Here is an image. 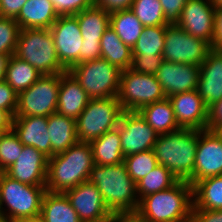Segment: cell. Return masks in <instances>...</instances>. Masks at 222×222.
I'll use <instances>...</instances> for the list:
<instances>
[{
    "instance_id": "30bf717a",
    "label": "cell",
    "mask_w": 222,
    "mask_h": 222,
    "mask_svg": "<svg viewBox=\"0 0 222 222\" xmlns=\"http://www.w3.org/2000/svg\"><path fill=\"white\" fill-rule=\"evenodd\" d=\"M60 74L42 75L26 90L18 93L14 117L42 116L56 113Z\"/></svg>"
},
{
    "instance_id": "5b68a950",
    "label": "cell",
    "mask_w": 222,
    "mask_h": 222,
    "mask_svg": "<svg viewBox=\"0 0 222 222\" xmlns=\"http://www.w3.org/2000/svg\"><path fill=\"white\" fill-rule=\"evenodd\" d=\"M46 191V186L22 183L0 172V213L3 222L39 217Z\"/></svg>"
},
{
    "instance_id": "836d02e7",
    "label": "cell",
    "mask_w": 222,
    "mask_h": 222,
    "mask_svg": "<svg viewBox=\"0 0 222 222\" xmlns=\"http://www.w3.org/2000/svg\"><path fill=\"white\" fill-rule=\"evenodd\" d=\"M179 180L163 165L158 164L136 183L139 200L150 194L167 190Z\"/></svg>"
},
{
    "instance_id": "4dcf8cb0",
    "label": "cell",
    "mask_w": 222,
    "mask_h": 222,
    "mask_svg": "<svg viewBox=\"0 0 222 222\" xmlns=\"http://www.w3.org/2000/svg\"><path fill=\"white\" fill-rule=\"evenodd\" d=\"M110 27L131 49L144 30V26L130 8L111 12Z\"/></svg>"
},
{
    "instance_id": "db71d44e",
    "label": "cell",
    "mask_w": 222,
    "mask_h": 222,
    "mask_svg": "<svg viewBox=\"0 0 222 222\" xmlns=\"http://www.w3.org/2000/svg\"><path fill=\"white\" fill-rule=\"evenodd\" d=\"M215 7H222V0H210Z\"/></svg>"
},
{
    "instance_id": "2e32d148",
    "label": "cell",
    "mask_w": 222,
    "mask_h": 222,
    "mask_svg": "<svg viewBox=\"0 0 222 222\" xmlns=\"http://www.w3.org/2000/svg\"><path fill=\"white\" fill-rule=\"evenodd\" d=\"M48 157L32 146H23L20 156L4 173L33 186H46Z\"/></svg>"
},
{
    "instance_id": "9f6ffc18",
    "label": "cell",
    "mask_w": 222,
    "mask_h": 222,
    "mask_svg": "<svg viewBox=\"0 0 222 222\" xmlns=\"http://www.w3.org/2000/svg\"><path fill=\"white\" fill-rule=\"evenodd\" d=\"M5 133H6V131L4 129H0V141Z\"/></svg>"
},
{
    "instance_id": "5bb4252c",
    "label": "cell",
    "mask_w": 222,
    "mask_h": 222,
    "mask_svg": "<svg viewBox=\"0 0 222 222\" xmlns=\"http://www.w3.org/2000/svg\"><path fill=\"white\" fill-rule=\"evenodd\" d=\"M60 63L69 70L79 64L83 38L79 23L74 15L59 16L50 27Z\"/></svg>"
},
{
    "instance_id": "b9f144b4",
    "label": "cell",
    "mask_w": 222,
    "mask_h": 222,
    "mask_svg": "<svg viewBox=\"0 0 222 222\" xmlns=\"http://www.w3.org/2000/svg\"><path fill=\"white\" fill-rule=\"evenodd\" d=\"M162 5L165 19L169 24H176L187 0H159Z\"/></svg>"
},
{
    "instance_id": "7a4b0ae2",
    "label": "cell",
    "mask_w": 222,
    "mask_h": 222,
    "mask_svg": "<svg viewBox=\"0 0 222 222\" xmlns=\"http://www.w3.org/2000/svg\"><path fill=\"white\" fill-rule=\"evenodd\" d=\"M94 165L91 144L78 142L64 152L48 158L46 190L64 193L88 181Z\"/></svg>"
},
{
    "instance_id": "60d3db41",
    "label": "cell",
    "mask_w": 222,
    "mask_h": 222,
    "mask_svg": "<svg viewBox=\"0 0 222 222\" xmlns=\"http://www.w3.org/2000/svg\"><path fill=\"white\" fill-rule=\"evenodd\" d=\"M18 94L4 80L0 82V109L8 110L13 116L17 109Z\"/></svg>"
},
{
    "instance_id": "d6a6232c",
    "label": "cell",
    "mask_w": 222,
    "mask_h": 222,
    "mask_svg": "<svg viewBox=\"0 0 222 222\" xmlns=\"http://www.w3.org/2000/svg\"><path fill=\"white\" fill-rule=\"evenodd\" d=\"M166 26L144 27L132 48V57L162 55Z\"/></svg>"
},
{
    "instance_id": "d590c367",
    "label": "cell",
    "mask_w": 222,
    "mask_h": 222,
    "mask_svg": "<svg viewBox=\"0 0 222 222\" xmlns=\"http://www.w3.org/2000/svg\"><path fill=\"white\" fill-rule=\"evenodd\" d=\"M124 163L129 176L135 183L144 178L158 165L153 149L124 157Z\"/></svg>"
},
{
    "instance_id": "8fae6325",
    "label": "cell",
    "mask_w": 222,
    "mask_h": 222,
    "mask_svg": "<svg viewBox=\"0 0 222 222\" xmlns=\"http://www.w3.org/2000/svg\"><path fill=\"white\" fill-rule=\"evenodd\" d=\"M210 50L208 42L188 34L177 24L166 25L163 60L200 66Z\"/></svg>"
},
{
    "instance_id": "7dc6e473",
    "label": "cell",
    "mask_w": 222,
    "mask_h": 222,
    "mask_svg": "<svg viewBox=\"0 0 222 222\" xmlns=\"http://www.w3.org/2000/svg\"><path fill=\"white\" fill-rule=\"evenodd\" d=\"M27 0H0V17L15 19Z\"/></svg>"
},
{
    "instance_id": "cb8c5ba5",
    "label": "cell",
    "mask_w": 222,
    "mask_h": 222,
    "mask_svg": "<svg viewBox=\"0 0 222 222\" xmlns=\"http://www.w3.org/2000/svg\"><path fill=\"white\" fill-rule=\"evenodd\" d=\"M47 130L51 141V157L64 152L79 142L76 120L53 113L48 116Z\"/></svg>"
},
{
    "instance_id": "c3c4849f",
    "label": "cell",
    "mask_w": 222,
    "mask_h": 222,
    "mask_svg": "<svg viewBox=\"0 0 222 222\" xmlns=\"http://www.w3.org/2000/svg\"><path fill=\"white\" fill-rule=\"evenodd\" d=\"M134 0H94V5L104 8L109 13L128 9Z\"/></svg>"
},
{
    "instance_id": "d4e9b609",
    "label": "cell",
    "mask_w": 222,
    "mask_h": 222,
    "mask_svg": "<svg viewBox=\"0 0 222 222\" xmlns=\"http://www.w3.org/2000/svg\"><path fill=\"white\" fill-rule=\"evenodd\" d=\"M43 222H79L77 212L62 192L46 191L39 216Z\"/></svg>"
},
{
    "instance_id": "680465c9",
    "label": "cell",
    "mask_w": 222,
    "mask_h": 222,
    "mask_svg": "<svg viewBox=\"0 0 222 222\" xmlns=\"http://www.w3.org/2000/svg\"><path fill=\"white\" fill-rule=\"evenodd\" d=\"M0 222H3V220H2V216H1V213H0Z\"/></svg>"
},
{
    "instance_id": "f1b7e54d",
    "label": "cell",
    "mask_w": 222,
    "mask_h": 222,
    "mask_svg": "<svg viewBox=\"0 0 222 222\" xmlns=\"http://www.w3.org/2000/svg\"><path fill=\"white\" fill-rule=\"evenodd\" d=\"M74 16L78 20L83 41H100L110 26V13L95 5Z\"/></svg>"
},
{
    "instance_id": "7c38bea8",
    "label": "cell",
    "mask_w": 222,
    "mask_h": 222,
    "mask_svg": "<svg viewBox=\"0 0 222 222\" xmlns=\"http://www.w3.org/2000/svg\"><path fill=\"white\" fill-rule=\"evenodd\" d=\"M117 129L124 157L152 150L159 136L138 111H123Z\"/></svg>"
},
{
    "instance_id": "7402d4cb",
    "label": "cell",
    "mask_w": 222,
    "mask_h": 222,
    "mask_svg": "<svg viewBox=\"0 0 222 222\" xmlns=\"http://www.w3.org/2000/svg\"><path fill=\"white\" fill-rule=\"evenodd\" d=\"M89 100L86 91L69 71L60 73L56 113L76 120Z\"/></svg>"
},
{
    "instance_id": "816d5d0a",
    "label": "cell",
    "mask_w": 222,
    "mask_h": 222,
    "mask_svg": "<svg viewBox=\"0 0 222 222\" xmlns=\"http://www.w3.org/2000/svg\"><path fill=\"white\" fill-rule=\"evenodd\" d=\"M12 55L0 53V82L4 81L8 62Z\"/></svg>"
},
{
    "instance_id": "f6af8a7d",
    "label": "cell",
    "mask_w": 222,
    "mask_h": 222,
    "mask_svg": "<svg viewBox=\"0 0 222 222\" xmlns=\"http://www.w3.org/2000/svg\"><path fill=\"white\" fill-rule=\"evenodd\" d=\"M190 222H222V209L207 210L192 208Z\"/></svg>"
},
{
    "instance_id": "e575fe53",
    "label": "cell",
    "mask_w": 222,
    "mask_h": 222,
    "mask_svg": "<svg viewBox=\"0 0 222 222\" xmlns=\"http://www.w3.org/2000/svg\"><path fill=\"white\" fill-rule=\"evenodd\" d=\"M130 9L144 27L166 26L163 8L159 0H134Z\"/></svg>"
},
{
    "instance_id": "9a60e30c",
    "label": "cell",
    "mask_w": 222,
    "mask_h": 222,
    "mask_svg": "<svg viewBox=\"0 0 222 222\" xmlns=\"http://www.w3.org/2000/svg\"><path fill=\"white\" fill-rule=\"evenodd\" d=\"M215 6L210 0H187L176 23L188 34L203 39L211 46Z\"/></svg>"
},
{
    "instance_id": "f35d334b",
    "label": "cell",
    "mask_w": 222,
    "mask_h": 222,
    "mask_svg": "<svg viewBox=\"0 0 222 222\" xmlns=\"http://www.w3.org/2000/svg\"><path fill=\"white\" fill-rule=\"evenodd\" d=\"M59 16L76 15L94 6V0H51Z\"/></svg>"
},
{
    "instance_id": "484cf974",
    "label": "cell",
    "mask_w": 222,
    "mask_h": 222,
    "mask_svg": "<svg viewBox=\"0 0 222 222\" xmlns=\"http://www.w3.org/2000/svg\"><path fill=\"white\" fill-rule=\"evenodd\" d=\"M138 112L158 135L180 128L175 119L172 104L167 97L143 106Z\"/></svg>"
},
{
    "instance_id": "e0dca14e",
    "label": "cell",
    "mask_w": 222,
    "mask_h": 222,
    "mask_svg": "<svg viewBox=\"0 0 222 222\" xmlns=\"http://www.w3.org/2000/svg\"><path fill=\"white\" fill-rule=\"evenodd\" d=\"M199 73L200 66L163 60L155 76L168 98L178 93L196 90Z\"/></svg>"
},
{
    "instance_id": "44dd1931",
    "label": "cell",
    "mask_w": 222,
    "mask_h": 222,
    "mask_svg": "<svg viewBox=\"0 0 222 222\" xmlns=\"http://www.w3.org/2000/svg\"><path fill=\"white\" fill-rule=\"evenodd\" d=\"M47 125L48 117H14L12 129L24 146H32L50 158L51 141Z\"/></svg>"
},
{
    "instance_id": "4316f807",
    "label": "cell",
    "mask_w": 222,
    "mask_h": 222,
    "mask_svg": "<svg viewBox=\"0 0 222 222\" xmlns=\"http://www.w3.org/2000/svg\"><path fill=\"white\" fill-rule=\"evenodd\" d=\"M95 165H116L124 162L119 130L112 129L90 142Z\"/></svg>"
},
{
    "instance_id": "3957f363",
    "label": "cell",
    "mask_w": 222,
    "mask_h": 222,
    "mask_svg": "<svg viewBox=\"0 0 222 222\" xmlns=\"http://www.w3.org/2000/svg\"><path fill=\"white\" fill-rule=\"evenodd\" d=\"M193 186L178 181L171 188L142 197L136 213L144 222H190Z\"/></svg>"
},
{
    "instance_id": "ab89813d",
    "label": "cell",
    "mask_w": 222,
    "mask_h": 222,
    "mask_svg": "<svg viewBox=\"0 0 222 222\" xmlns=\"http://www.w3.org/2000/svg\"><path fill=\"white\" fill-rule=\"evenodd\" d=\"M162 61V55L132 57L130 69L138 73L156 75Z\"/></svg>"
},
{
    "instance_id": "681fc988",
    "label": "cell",
    "mask_w": 222,
    "mask_h": 222,
    "mask_svg": "<svg viewBox=\"0 0 222 222\" xmlns=\"http://www.w3.org/2000/svg\"><path fill=\"white\" fill-rule=\"evenodd\" d=\"M107 222H144L136 212L112 213Z\"/></svg>"
},
{
    "instance_id": "ba28073f",
    "label": "cell",
    "mask_w": 222,
    "mask_h": 222,
    "mask_svg": "<svg viewBox=\"0 0 222 222\" xmlns=\"http://www.w3.org/2000/svg\"><path fill=\"white\" fill-rule=\"evenodd\" d=\"M90 99L117 97L121 72L103 58L73 65L68 70Z\"/></svg>"
},
{
    "instance_id": "1f68e13d",
    "label": "cell",
    "mask_w": 222,
    "mask_h": 222,
    "mask_svg": "<svg viewBox=\"0 0 222 222\" xmlns=\"http://www.w3.org/2000/svg\"><path fill=\"white\" fill-rule=\"evenodd\" d=\"M41 76L28 62L13 54L8 62L4 80L18 94L29 88Z\"/></svg>"
},
{
    "instance_id": "ffe728a7",
    "label": "cell",
    "mask_w": 222,
    "mask_h": 222,
    "mask_svg": "<svg viewBox=\"0 0 222 222\" xmlns=\"http://www.w3.org/2000/svg\"><path fill=\"white\" fill-rule=\"evenodd\" d=\"M197 91L207 107L222 99V50L211 49L200 65Z\"/></svg>"
},
{
    "instance_id": "4fadbf2b",
    "label": "cell",
    "mask_w": 222,
    "mask_h": 222,
    "mask_svg": "<svg viewBox=\"0 0 222 222\" xmlns=\"http://www.w3.org/2000/svg\"><path fill=\"white\" fill-rule=\"evenodd\" d=\"M222 175V137L216 131L199 130L193 177L189 184Z\"/></svg>"
},
{
    "instance_id": "9c48e42d",
    "label": "cell",
    "mask_w": 222,
    "mask_h": 222,
    "mask_svg": "<svg viewBox=\"0 0 222 222\" xmlns=\"http://www.w3.org/2000/svg\"><path fill=\"white\" fill-rule=\"evenodd\" d=\"M118 101L123 111H139L143 106L163 100L166 95L155 75L123 70Z\"/></svg>"
},
{
    "instance_id": "603a6c76",
    "label": "cell",
    "mask_w": 222,
    "mask_h": 222,
    "mask_svg": "<svg viewBox=\"0 0 222 222\" xmlns=\"http://www.w3.org/2000/svg\"><path fill=\"white\" fill-rule=\"evenodd\" d=\"M58 17L51 0H27L14 20L20 29H50Z\"/></svg>"
},
{
    "instance_id": "6f0895ef",
    "label": "cell",
    "mask_w": 222,
    "mask_h": 222,
    "mask_svg": "<svg viewBox=\"0 0 222 222\" xmlns=\"http://www.w3.org/2000/svg\"><path fill=\"white\" fill-rule=\"evenodd\" d=\"M216 132L222 137V127H220Z\"/></svg>"
},
{
    "instance_id": "f907efd6",
    "label": "cell",
    "mask_w": 222,
    "mask_h": 222,
    "mask_svg": "<svg viewBox=\"0 0 222 222\" xmlns=\"http://www.w3.org/2000/svg\"><path fill=\"white\" fill-rule=\"evenodd\" d=\"M14 116L4 109H0V129L6 132L12 130Z\"/></svg>"
},
{
    "instance_id": "277c9868",
    "label": "cell",
    "mask_w": 222,
    "mask_h": 222,
    "mask_svg": "<svg viewBox=\"0 0 222 222\" xmlns=\"http://www.w3.org/2000/svg\"><path fill=\"white\" fill-rule=\"evenodd\" d=\"M199 130L179 128L159 135L153 151L158 164L166 167L179 181L193 177Z\"/></svg>"
},
{
    "instance_id": "ac0fdd59",
    "label": "cell",
    "mask_w": 222,
    "mask_h": 222,
    "mask_svg": "<svg viewBox=\"0 0 222 222\" xmlns=\"http://www.w3.org/2000/svg\"><path fill=\"white\" fill-rule=\"evenodd\" d=\"M64 193L80 220H108L112 214L96 185L89 181L82 182Z\"/></svg>"
},
{
    "instance_id": "8992f818",
    "label": "cell",
    "mask_w": 222,
    "mask_h": 222,
    "mask_svg": "<svg viewBox=\"0 0 222 222\" xmlns=\"http://www.w3.org/2000/svg\"><path fill=\"white\" fill-rule=\"evenodd\" d=\"M14 55L28 62L41 75L68 71L58 59L49 29H21Z\"/></svg>"
},
{
    "instance_id": "52a82bcc",
    "label": "cell",
    "mask_w": 222,
    "mask_h": 222,
    "mask_svg": "<svg viewBox=\"0 0 222 222\" xmlns=\"http://www.w3.org/2000/svg\"><path fill=\"white\" fill-rule=\"evenodd\" d=\"M122 112L117 97L90 99L76 119L79 142L90 143L117 128Z\"/></svg>"
},
{
    "instance_id": "ee69618b",
    "label": "cell",
    "mask_w": 222,
    "mask_h": 222,
    "mask_svg": "<svg viewBox=\"0 0 222 222\" xmlns=\"http://www.w3.org/2000/svg\"><path fill=\"white\" fill-rule=\"evenodd\" d=\"M99 58H101L100 41H83L79 55V63Z\"/></svg>"
},
{
    "instance_id": "f546056e",
    "label": "cell",
    "mask_w": 222,
    "mask_h": 222,
    "mask_svg": "<svg viewBox=\"0 0 222 222\" xmlns=\"http://www.w3.org/2000/svg\"><path fill=\"white\" fill-rule=\"evenodd\" d=\"M222 209V175L205 178L193 185V207Z\"/></svg>"
},
{
    "instance_id": "6da1fadb",
    "label": "cell",
    "mask_w": 222,
    "mask_h": 222,
    "mask_svg": "<svg viewBox=\"0 0 222 222\" xmlns=\"http://www.w3.org/2000/svg\"><path fill=\"white\" fill-rule=\"evenodd\" d=\"M88 181L96 185L111 213L137 211V186L129 176L124 162L116 165H94Z\"/></svg>"
},
{
    "instance_id": "11a10c76",
    "label": "cell",
    "mask_w": 222,
    "mask_h": 222,
    "mask_svg": "<svg viewBox=\"0 0 222 222\" xmlns=\"http://www.w3.org/2000/svg\"><path fill=\"white\" fill-rule=\"evenodd\" d=\"M79 222H107V220H80Z\"/></svg>"
},
{
    "instance_id": "83f0119b",
    "label": "cell",
    "mask_w": 222,
    "mask_h": 222,
    "mask_svg": "<svg viewBox=\"0 0 222 222\" xmlns=\"http://www.w3.org/2000/svg\"><path fill=\"white\" fill-rule=\"evenodd\" d=\"M101 58L115 65L120 70L130 69L132 49L123 43L116 32L109 26L100 39Z\"/></svg>"
},
{
    "instance_id": "74e56055",
    "label": "cell",
    "mask_w": 222,
    "mask_h": 222,
    "mask_svg": "<svg viewBox=\"0 0 222 222\" xmlns=\"http://www.w3.org/2000/svg\"><path fill=\"white\" fill-rule=\"evenodd\" d=\"M20 30L19 24L13 18L0 17V53H15Z\"/></svg>"
},
{
    "instance_id": "8d00e7d4",
    "label": "cell",
    "mask_w": 222,
    "mask_h": 222,
    "mask_svg": "<svg viewBox=\"0 0 222 222\" xmlns=\"http://www.w3.org/2000/svg\"><path fill=\"white\" fill-rule=\"evenodd\" d=\"M23 146L13 129L3 135L0 141V172H4L15 163Z\"/></svg>"
},
{
    "instance_id": "bcb514c9",
    "label": "cell",
    "mask_w": 222,
    "mask_h": 222,
    "mask_svg": "<svg viewBox=\"0 0 222 222\" xmlns=\"http://www.w3.org/2000/svg\"><path fill=\"white\" fill-rule=\"evenodd\" d=\"M211 49L222 50V7H215Z\"/></svg>"
},
{
    "instance_id": "f5cc1de1",
    "label": "cell",
    "mask_w": 222,
    "mask_h": 222,
    "mask_svg": "<svg viewBox=\"0 0 222 222\" xmlns=\"http://www.w3.org/2000/svg\"><path fill=\"white\" fill-rule=\"evenodd\" d=\"M11 222H43L40 217L36 218H27V219H17Z\"/></svg>"
},
{
    "instance_id": "d6986e66",
    "label": "cell",
    "mask_w": 222,
    "mask_h": 222,
    "mask_svg": "<svg viewBox=\"0 0 222 222\" xmlns=\"http://www.w3.org/2000/svg\"><path fill=\"white\" fill-rule=\"evenodd\" d=\"M180 128L205 130L208 107L197 89L168 97Z\"/></svg>"
},
{
    "instance_id": "7bdbcfd3",
    "label": "cell",
    "mask_w": 222,
    "mask_h": 222,
    "mask_svg": "<svg viewBox=\"0 0 222 222\" xmlns=\"http://www.w3.org/2000/svg\"><path fill=\"white\" fill-rule=\"evenodd\" d=\"M222 127V99L208 106L206 129L217 131Z\"/></svg>"
}]
</instances>
